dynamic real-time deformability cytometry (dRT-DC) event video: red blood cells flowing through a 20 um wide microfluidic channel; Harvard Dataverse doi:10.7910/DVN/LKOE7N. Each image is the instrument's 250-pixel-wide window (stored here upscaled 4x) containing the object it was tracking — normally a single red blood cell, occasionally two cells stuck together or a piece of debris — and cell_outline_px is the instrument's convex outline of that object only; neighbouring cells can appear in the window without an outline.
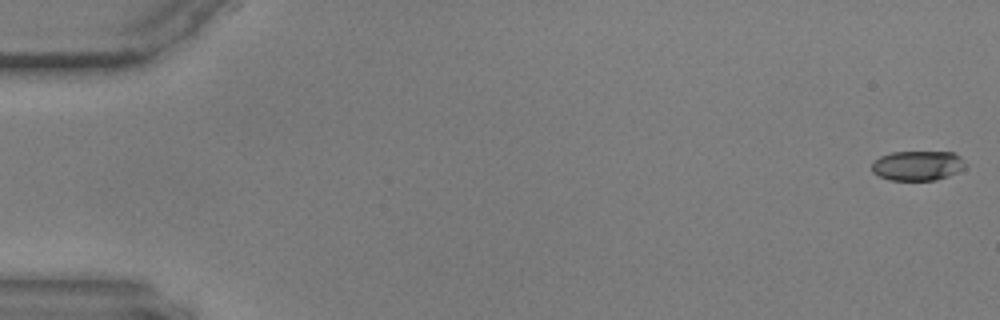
{"species": "common noctule bat (a hibernating species)", "species_latin": "Nyctalus noctula", "temperature_condition": "warm", "stored_images_in_passage": 58, "camera_frame_rate_fps": 3000, "um_per_image_px": 0.085, "animal": {"sex": "male", "body_mass_g": 17.9, "forearm_length_mm": 54.2}, "frame": {"image": 1, "passage_image": 1, "time_ms": 0.0, "image_size_px": [1000, 320], "cell_outline_px": [[968, 164], [964, 168], [948, 176], [936, 180], [888, 180], [872, 172], [872, 164], [880, 156], [892, 152], [952, 152], [960, 156]], "centroid_in_image_um": [78.01, 14.08], "position_along_channel_um": 7.0, "area_um2": 16.24}}
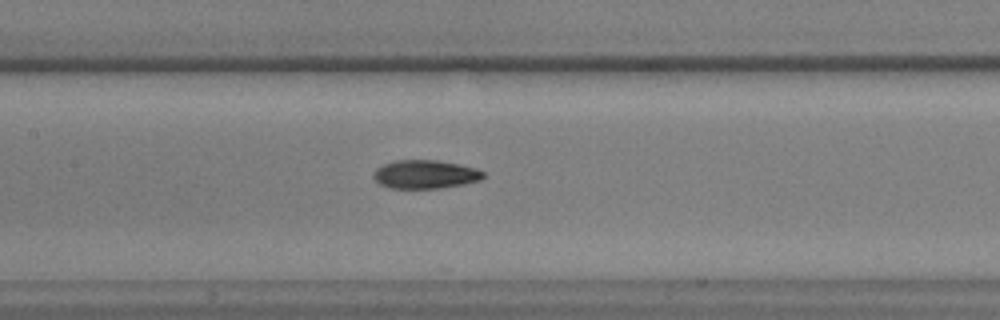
{"frame": {"image": 2, "passage_image": 28, "time_ms": 9.0, "image_size_px": [1000, 320], "cell_outline_px": [[484, 176], [480, 180], [464, 184], [440, 188], [388, 188], [380, 184], [372, 176], [376, 168], [384, 164], [396, 160], [436, 160], [460, 164], [476, 168], [484, 172]], "centroid_in_image_um": [36.14, 14.81], "position_along_channel_um": 171.3, "area_um2": 18.26}}
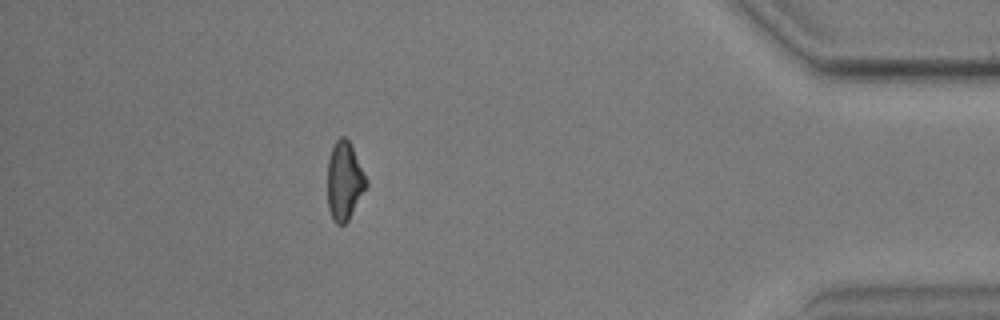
{"frame": {"image": 3, "passage_image": 52, "time_ms": 17.0, "image_size_px": [1000, 320], "cell_outline_px": [[368, 184], [348, 220], [344, 224], [336, 224], [332, 220], [328, 208], [328, 160], [332, 144], [340, 136], [344, 136], [348, 140], [368, 180]], "centroid_in_image_um": [29.26, 15.38], "position_along_channel_um": 405.9, "area_um2": 17.63}}